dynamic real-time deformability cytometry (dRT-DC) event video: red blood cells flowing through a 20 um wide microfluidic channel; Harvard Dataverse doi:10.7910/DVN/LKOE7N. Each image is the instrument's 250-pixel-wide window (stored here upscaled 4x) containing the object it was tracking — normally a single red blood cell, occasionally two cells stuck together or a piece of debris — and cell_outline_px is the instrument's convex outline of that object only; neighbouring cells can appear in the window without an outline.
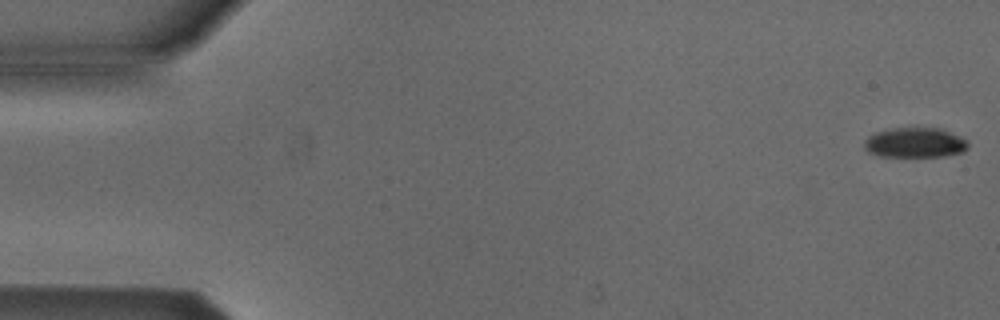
{"species": "Egyptian fruit bat (a non-hibernating species)", "species_latin": "Rousettus aegyptiacus", "temperature_condition": "cold", "stored_images_in_passage": 5, "camera_frame_rate_fps": 3000, "um_per_image_px": 0.085, "animal": {"sex": "male"}, "frame": {"image": 1, "passage_image": 1, "time_ms": 0.0, "image_size_px": [1000, 320], "cell_outline_px": [[968, 148], [964, 152], [944, 156], [880, 156], [868, 152], [864, 148], [864, 140], [868, 136], [876, 132], [888, 128], [940, 128], [960, 136], [968, 140]], "centroid_in_image_um": [77.78, 12.12], "position_along_channel_um": 7.2, "area_um2": 18.26}}
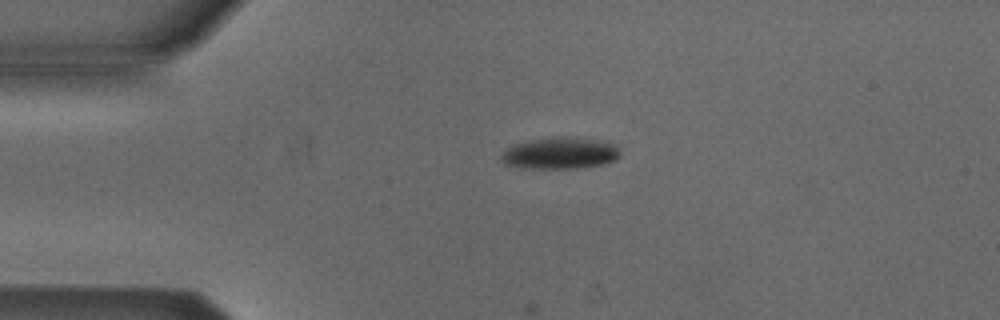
{"frame": {"image": 2, "passage_image": 4, "time_ms": 3.667, "image_size_px": [1000, 320], "cell_outline_px": [[620, 156], [616, 160], [608, 164], [576, 168], [516, 168], [504, 164], [500, 160], [500, 152], [516, 144], [532, 140], [592, 140], [616, 144], [620, 152]], "centroid_in_image_um": [47.58, 13.1], "position_along_channel_um": 37.4, "area_um2": 21.1}}